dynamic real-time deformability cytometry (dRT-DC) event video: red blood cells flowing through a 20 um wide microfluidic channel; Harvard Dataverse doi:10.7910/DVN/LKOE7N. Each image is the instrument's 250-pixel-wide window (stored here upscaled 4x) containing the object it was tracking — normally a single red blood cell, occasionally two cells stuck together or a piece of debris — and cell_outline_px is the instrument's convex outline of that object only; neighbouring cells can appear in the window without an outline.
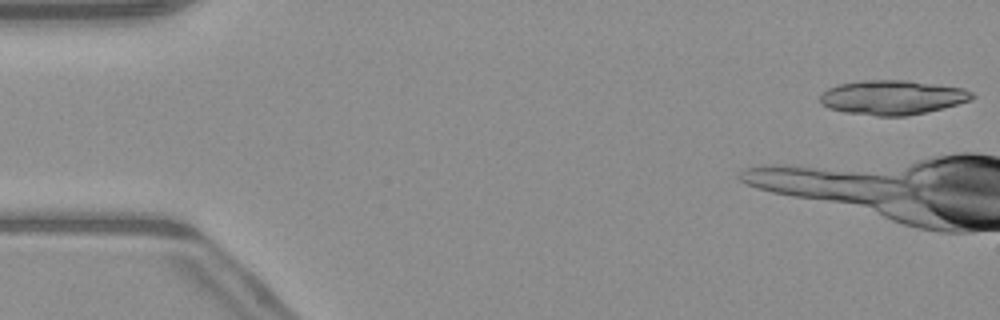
{"species": "common noctule bat (a hibernating species)", "species_latin": "Nyctalus noctula", "temperature_condition": "warm", "stored_images_in_passage": 8, "camera_frame_rate_fps": 3000, "um_per_image_px": 0.085, "animal": {"sex": "male", "body_mass_g": 23.1, "forearm_length_mm": 52.7}, "frame": {"image": 1, "passage_image": 1, "time_ms": 0.0, "image_size_px": [1000, 320], "cell_outline_px": [[976, 96], [972, 100], [908, 116], [876, 116], [844, 112], [828, 108], [820, 104], [820, 96], [828, 88], [836, 84], [860, 80], [908, 80], [964, 88], [972, 92]], "centroid_in_image_um": [75.82, 8.27], "position_along_channel_um": 9.2, "area_um2": 30.63}}